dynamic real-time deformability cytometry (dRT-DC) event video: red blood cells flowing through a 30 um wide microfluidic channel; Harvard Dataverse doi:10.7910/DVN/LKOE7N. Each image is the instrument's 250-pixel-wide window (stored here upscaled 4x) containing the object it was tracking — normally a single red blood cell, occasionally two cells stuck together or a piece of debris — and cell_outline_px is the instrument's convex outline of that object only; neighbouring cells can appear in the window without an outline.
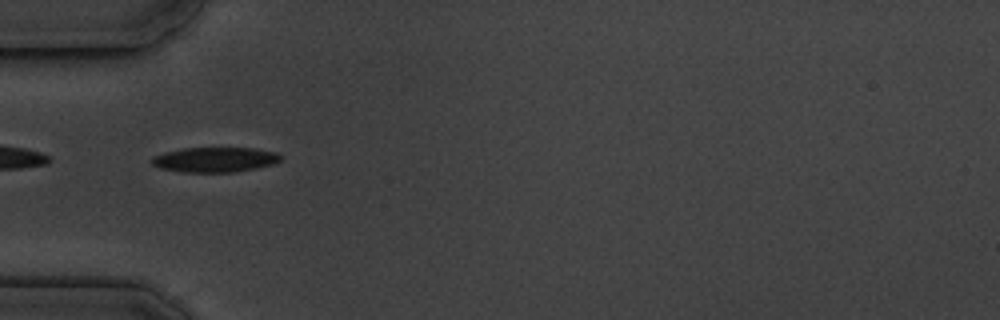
{"species": "common noctule bat (a hibernating species)", "species_latin": "Nyctalus noctula", "temperature_condition": "cold", "stored_images_in_passage": 15, "camera_frame_rate_fps": 3000, "um_per_image_px": 0.085, "animal": {"sex": "male", "body_mass_g": 19.5, "forearm_length_mm": 54.6}, "frame": {"image": 1, "passage_image": 5, "time_ms": 4.333, "image_size_px": [1000, 320], "cell_outline_px": [[280, 160], [272, 164], [256, 168], [232, 172], [184, 172], [160, 168], [152, 164], [152, 156], [164, 152], [184, 148], [252, 148], [276, 152], [280, 156]], "centroid_in_image_um": [18.23, 13.56], "position_along_channel_um": 66.8, "area_um2": 18.55}}
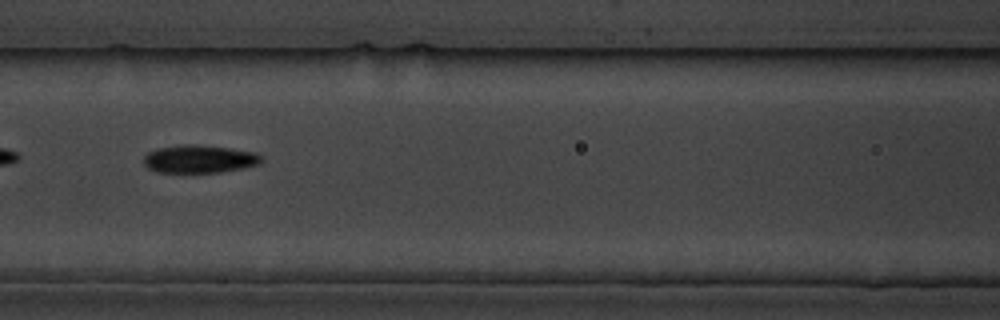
{"frame": {"image": 2, "passage_image": 7, "time_ms": 6.667, "image_size_px": [1000, 320], "cell_outline_px": [[260, 164], [244, 168], [220, 172], [156, 172], [148, 168], [144, 164], [144, 156], [148, 152], [156, 148], [184, 144], [196, 144], [228, 148], [256, 152], [260, 156]], "centroid_in_image_um": [16.92, 13.51], "position_along_channel_um": 149.7, "area_um2": 19.13}, "authors_computed_cell_mechanics": {"area_um2": 18.5538, "velocity_mm_per_s": 3.5892, "shape_relaxation_time_tau1_ms": 1.4055, "shape_relaxation_time_tau2_ms": 5.0055, "deformation_change_tau1": 0.0868, "deformation_change_tau2": 0.1164}}